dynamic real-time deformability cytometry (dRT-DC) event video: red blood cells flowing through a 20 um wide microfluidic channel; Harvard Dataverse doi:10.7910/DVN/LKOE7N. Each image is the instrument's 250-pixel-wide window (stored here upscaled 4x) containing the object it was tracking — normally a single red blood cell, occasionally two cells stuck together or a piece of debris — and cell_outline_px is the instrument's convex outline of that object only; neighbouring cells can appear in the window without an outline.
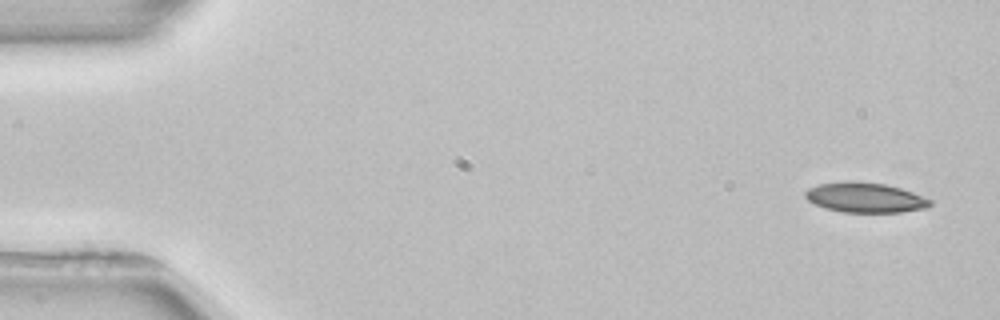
{"species": "common noctule bat (a hibernating species)", "species_latin": "Nyctalus noctula", "temperature_condition": "room temperature", "stored_images_in_passage": 5, "segment_of_instrument_passage": [2, 2], "camera_frame_rate_fps": 3000, "um_per_image_px": 0.085, "animal": {"sex": "female", "body_mass_g": 22.7, "forearm_length_mm": 54.2}, "frame": {"image": 1, "passage_image": 5, "time_ms": 6.0, "image_size_px": [1000, 320], "cell_outline_px": [[932, 204], [928, 208], [900, 212], [844, 212], [824, 208], [808, 200], [804, 196], [804, 192], [808, 188], [820, 184], [848, 180], [852, 180], [884, 184], [900, 188], [912, 192], [932, 200]], "centroid_in_image_um": [73.53, 16.79], "position_along_channel_um": 11.5, "area_um2": 21.85}}